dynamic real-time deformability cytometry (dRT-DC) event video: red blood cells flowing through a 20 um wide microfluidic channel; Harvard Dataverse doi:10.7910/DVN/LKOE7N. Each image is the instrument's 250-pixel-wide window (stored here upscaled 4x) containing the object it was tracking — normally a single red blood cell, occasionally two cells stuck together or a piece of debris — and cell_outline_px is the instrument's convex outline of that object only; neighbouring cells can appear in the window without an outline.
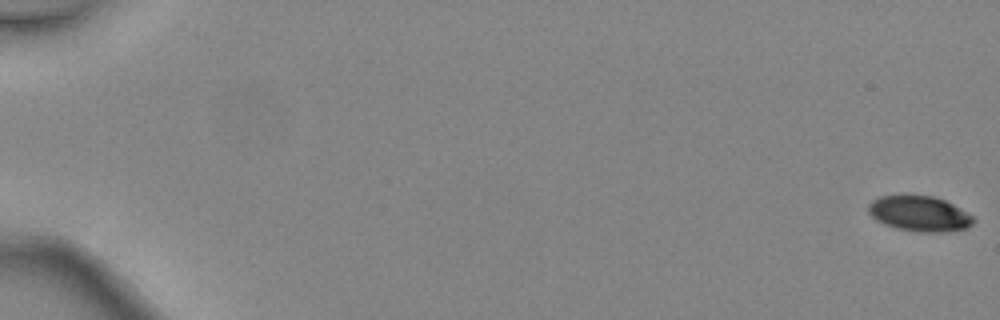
{"species": "common noctule bat (a hibernating species)", "species_latin": "Nyctalus noctula", "temperature_condition": "warm", "stored_images_in_passage": 6, "camera_frame_rate_fps": 3000, "um_per_image_px": 0.085, "animal": {"sex": "female", "body_mass_g": 24.6, "forearm_length_mm": 56.2}, "frame": {"image": 1, "passage_image": 1, "time_ms": 0.0, "image_size_px": [1000, 320], "cell_outline_px": [[976, 220], [968, 228], [944, 232], [920, 232], [896, 228], [884, 224], [876, 220], [868, 212], [868, 204], [872, 200], [880, 196], [932, 196], [944, 200], [952, 204], [972, 216]], "centroid_in_image_um": [78.14, 18.17], "position_along_channel_um": 6.9, "area_um2": 21.44}}
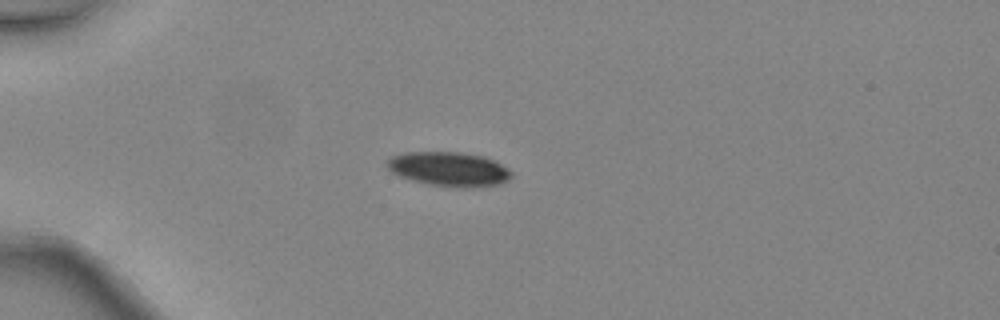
{"frame": {"image": 2, "passage_image": 5, "time_ms": 1.333, "image_size_px": [1000, 320], "cell_outline_px": [[512, 176], [508, 180], [496, 184], [464, 188], [432, 184], [412, 180], [400, 176], [392, 172], [388, 168], [388, 160], [392, 156], [404, 152], [460, 152], [484, 156], [508, 168], [512, 172]], "centroid_in_image_um": [38.17, 14.36], "position_along_channel_um": 46.8, "area_um2": 24.51}}